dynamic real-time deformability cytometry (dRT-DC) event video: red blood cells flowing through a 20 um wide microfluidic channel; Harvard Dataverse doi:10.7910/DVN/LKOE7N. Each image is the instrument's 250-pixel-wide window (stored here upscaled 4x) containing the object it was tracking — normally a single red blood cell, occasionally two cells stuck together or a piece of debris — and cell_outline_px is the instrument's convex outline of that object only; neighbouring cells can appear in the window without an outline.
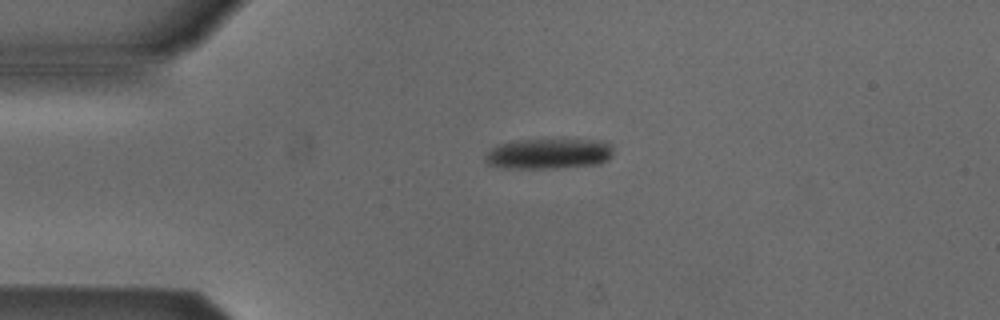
{"species": "Egyptian fruit bat (a non-hibernating species)", "species_latin": "Rousettus aegyptiacus", "temperature_condition": "cold", "stored_images_in_passage": 3, "camera_frame_rate_fps": 3000, "um_per_image_px": 0.085, "animal": {"sex": "male"}, "frame": {"image": 1, "passage_image": 1, "time_ms": 0.0, "image_size_px": [1000, 320], "cell_outline_px": [[612, 156], [608, 160], [600, 164], [556, 168], [504, 168], [488, 164], [484, 160], [484, 156], [496, 144], [520, 140], [604, 140], [612, 144]], "centroid_in_image_um": [46.66, 13.07], "position_along_channel_um": 38.3, "area_um2": 22.89}}
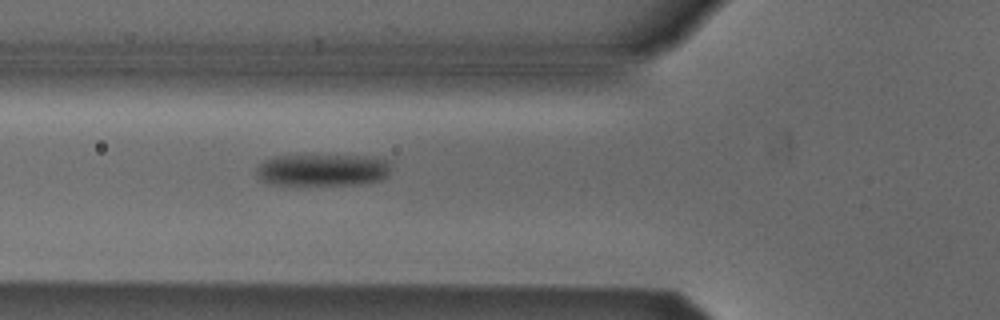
{"frame": {"image": 2, "passage_image": 3, "time_ms": 2.333, "image_size_px": [1000, 320], "cell_outline_px": [[388, 172], [380, 180], [356, 184], [296, 188], [268, 184], [260, 180], [256, 172], [256, 168], [264, 160], [272, 156], [364, 156], [388, 160]], "centroid_in_image_um": [27.28, 14.51], "position_along_channel_um": 98.5, "area_um2": 25.89}}